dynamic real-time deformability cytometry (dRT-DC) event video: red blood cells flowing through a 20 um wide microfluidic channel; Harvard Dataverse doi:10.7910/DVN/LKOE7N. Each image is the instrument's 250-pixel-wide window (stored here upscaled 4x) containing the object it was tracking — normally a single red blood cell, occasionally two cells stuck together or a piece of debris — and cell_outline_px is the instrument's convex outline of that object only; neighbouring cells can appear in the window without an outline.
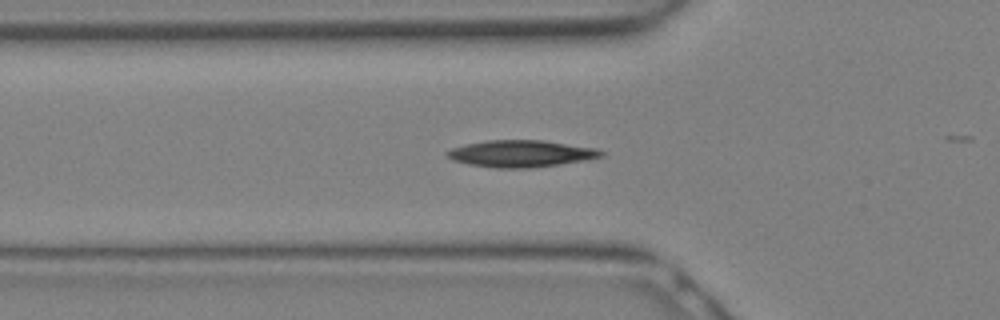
{"species": "Egyptian fruit bat (a non-hibernating species)", "species_latin": "Rousettus aegyptiacus", "temperature_condition": "warm", "stored_images_in_passage": 20, "camera_frame_rate_fps": 3000, "um_per_image_px": 0.085, "animal": {"sex": "female"}, "frame": {"image": 1, "passage_image": 9, "time_ms": 2.667, "image_size_px": [1000, 320], "cell_outline_px": [[604, 156], [584, 160], [528, 168], [496, 168], [468, 164], [452, 160], [444, 152], [452, 148], [464, 144], [488, 140], [544, 140], [596, 148], [604, 152]], "centroid_in_image_um": [44.25, 13.05], "position_along_channel_um": 81.5, "area_um2": 23.99}}
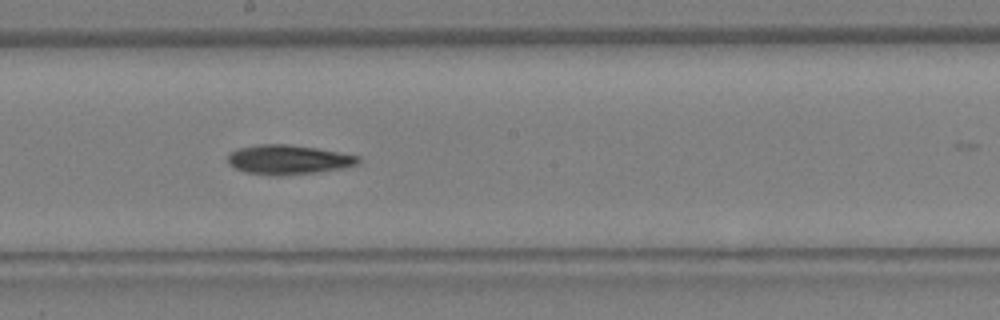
{"frame": {"image": 2, "passage_image": 15, "time_ms": 4.667, "image_size_px": [1000, 320], "cell_outline_px": [[360, 160], [356, 164], [340, 168], [316, 172], [280, 176], [276, 176], [244, 172], [228, 164], [228, 152], [236, 148], [260, 144], [288, 144], [316, 148], [340, 152], [360, 156]], "centroid_in_image_um": [24.45, 13.56], "position_along_channel_um": 223.8, "area_um2": 22.43}}
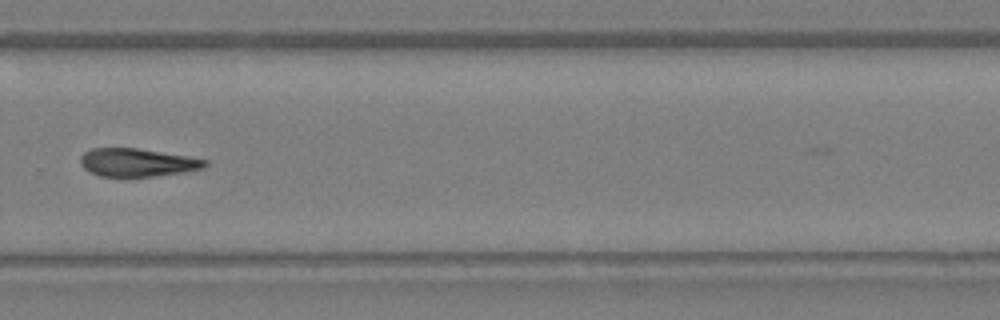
{"frame": {"image": 3, "passage_image": 19, "time_ms": 6.0, "image_size_px": [1000, 320], "cell_outline_px": [[208, 164], [204, 168], [180, 172], [152, 176], [100, 176], [88, 172], [80, 164], [80, 156], [84, 152], [92, 148], [136, 148], [208, 160]], "centroid_in_image_um": [11.6, 13.81], "position_along_channel_um": 318.2, "area_um2": 20.11}}